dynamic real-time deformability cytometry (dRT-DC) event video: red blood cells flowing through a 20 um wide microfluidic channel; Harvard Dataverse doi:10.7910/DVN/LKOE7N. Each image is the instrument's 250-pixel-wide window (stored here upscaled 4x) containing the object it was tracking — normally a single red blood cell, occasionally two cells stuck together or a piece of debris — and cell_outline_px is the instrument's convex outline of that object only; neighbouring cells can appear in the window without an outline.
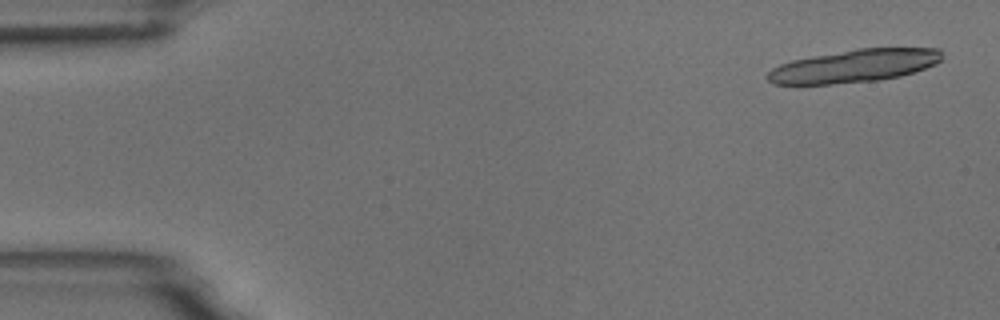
{"species": "common noctule bat (a hibernating species)", "species_latin": "Nyctalus noctula", "temperature_condition": "room temperature", "stored_images_in_passage": 3, "camera_frame_rate_fps": 3000, "um_per_image_px": 0.085, "animal": {"sex": "male", "body_mass_g": 18.8}, "frame": {"image": 1, "passage_image": 1, "time_ms": 0.0, "image_size_px": [1000, 320], "cell_outline_px": [[940, 60], [936, 64], [900, 76], [880, 80], [832, 84], [772, 84], [768, 80], [768, 72], [772, 68], [780, 64], [792, 60], [812, 56], [856, 48], [940, 48]], "centroid_in_image_um": [72.59, 5.6], "position_along_channel_um": 12.4, "area_um2": 33.23}}